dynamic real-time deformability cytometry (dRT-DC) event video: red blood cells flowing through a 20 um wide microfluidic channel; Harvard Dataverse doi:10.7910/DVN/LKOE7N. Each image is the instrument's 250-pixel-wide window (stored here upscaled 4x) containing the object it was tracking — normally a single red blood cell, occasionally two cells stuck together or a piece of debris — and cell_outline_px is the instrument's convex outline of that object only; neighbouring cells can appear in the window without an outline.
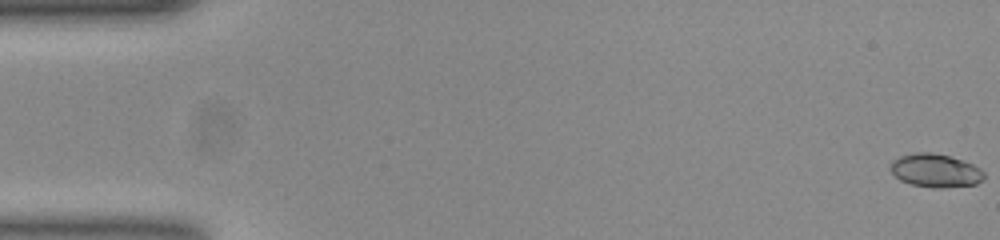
{"species": "common noctule bat (a hibernating species)", "species_latin": "Nyctalus noctula", "temperature_condition": "room temperature", "stored_images_in_passage": 53, "camera_frame_rate_fps": 3000, "um_per_image_px": 0.085, "animal": {"sex": "female", "body_mass_g": 23.0, "forearm_length_mm": 53.4}, "frame": {"image": 1, "passage_image": 1, "time_ms": 0.0, "image_size_px": [1000, 240], "cell_outline_px": [[984, 180], [976, 184], [944, 188], [932, 188], [912, 184], [900, 180], [888, 168], [892, 160], [900, 156], [916, 152], [932, 152], [964, 160], [980, 168], [984, 172]], "centroid_in_image_um": [79.51, 14.5], "position_along_channel_um": 5.5, "area_um2": 18.38}}
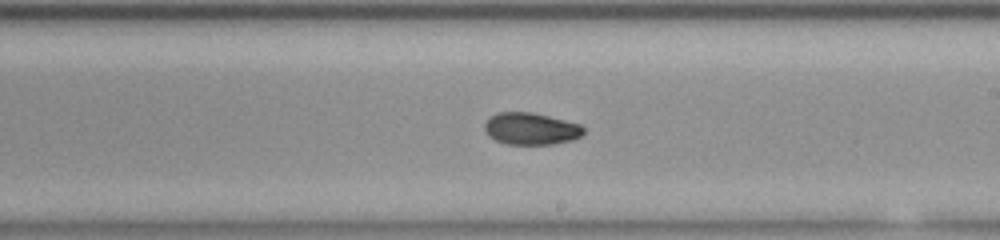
{"frame": {"image": 2, "passage_image": 31, "time_ms": 10.0, "image_size_px": [1000, 240], "cell_outline_px": [[584, 132], [580, 136], [572, 140], [552, 144], [508, 144], [496, 140], [488, 136], [484, 128], [484, 124], [496, 112], [532, 112], [580, 124], [584, 128]], "centroid_in_image_um": [45.12, 10.94], "position_along_channel_um": 243.9, "area_um2": 18.32}}
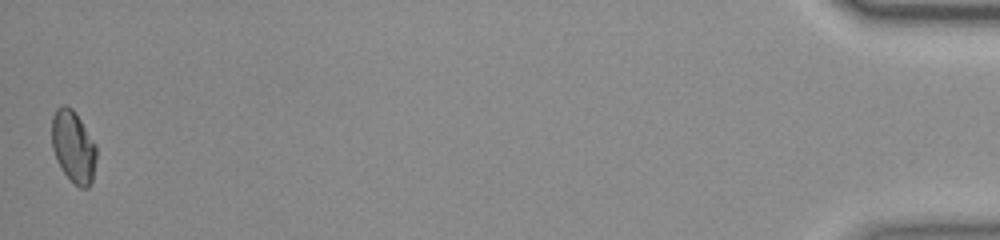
{"frame": {"image": 3, "passage_image": 53, "time_ms": 17.333, "image_size_px": [1000, 240], "cell_outline_px": [[96, 160], [92, 180], [88, 188], [80, 188], [64, 172], [52, 148], [52, 116], [56, 108], [60, 104], [64, 104], [72, 108], [96, 144]], "centroid_in_image_um": [6.24, 12.43], "position_along_channel_um": 429.0, "area_um2": 18.5}, "authors_computed_cell_mechanics": {"area_um2": 18.496, "velocity_mm_per_s": 3.8823, "shape_relaxation_time_tau1_ms": 10.2106, "shape_relaxation_time_tau2_ms": 3.3462, "deformation_change_tau1": 0.1915, "deformation_change_tau2": 0.0579}}